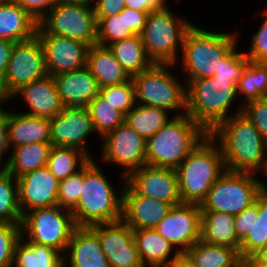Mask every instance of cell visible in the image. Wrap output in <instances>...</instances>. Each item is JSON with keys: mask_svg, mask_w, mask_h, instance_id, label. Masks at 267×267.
<instances>
[{"mask_svg": "<svg viewBox=\"0 0 267 267\" xmlns=\"http://www.w3.org/2000/svg\"><path fill=\"white\" fill-rule=\"evenodd\" d=\"M209 135L221 149L225 170L259 175L264 171L267 144L242 112L219 123Z\"/></svg>", "mask_w": 267, "mask_h": 267, "instance_id": "6da1fadb", "label": "cell"}, {"mask_svg": "<svg viewBox=\"0 0 267 267\" xmlns=\"http://www.w3.org/2000/svg\"><path fill=\"white\" fill-rule=\"evenodd\" d=\"M238 36V32L235 31L214 32L198 27L194 23L185 35L181 58L175 64L183 73L180 75L185 76L182 80L192 81L213 77L218 72L221 61L241 41Z\"/></svg>", "mask_w": 267, "mask_h": 267, "instance_id": "7a4b0ae2", "label": "cell"}, {"mask_svg": "<svg viewBox=\"0 0 267 267\" xmlns=\"http://www.w3.org/2000/svg\"><path fill=\"white\" fill-rule=\"evenodd\" d=\"M95 161L83 167V186L77 205L71 210L76 226L113 223L122 220L123 188L114 184Z\"/></svg>", "mask_w": 267, "mask_h": 267, "instance_id": "3957f363", "label": "cell"}, {"mask_svg": "<svg viewBox=\"0 0 267 267\" xmlns=\"http://www.w3.org/2000/svg\"><path fill=\"white\" fill-rule=\"evenodd\" d=\"M208 135L186 113L173 116L146 140V165L176 169Z\"/></svg>", "mask_w": 267, "mask_h": 267, "instance_id": "277c9868", "label": "cell"}, {"mask_svg": "<svg viewBox=\"0 0 267 267\" xmlns=\"http://www.w3.org/2000/svg\"><path fill=\"white\" fill-rule=\"evenodd\" d=\"M186 83V114L210 133L219 123L242 109L232 112L238 99L237 85L229 80L206 77ZM237 98V99H236Z\"/></svg>", "mask_w": 267, "mask_h": 267, "instance_id": "5b68a950", "label": "cell"}, {"mask_svg": "<svg viewBox=\"0 0 267 267\" xmlns=\"http://www.w3.org/2000/svg\"><path fill=\"white\" fill-rule=\"evenodd\" d=\"M225 171L217 142L208 135L175 169L182 203H201Z\"/></svg>", "mask_w": 267, "mask_h": 267, "instance_id": "8992f818", "label": "cell"}, {"mask_svg": "<svg viewBox=\"0 0 267 267\" xmlns=\"http://www.w3.org/2000/svg\"><path fill=\"white\" fill-rule=\"evenodd\" d=\"M179 15L168 6L148 14L141 38L153 64L173 65L180 58L185 35L194 22Z\"/></svg>", "mask_w": 267, "mask_h": 267, "instance_id": "52a82bcc", "label": "cell"}, {"mask_svg": "<svg viewBox=\"0 0 267 267\" xmlns=\"http://www.w3.org/2000/svg\"><path fill=\"white\" fill-rule=\"evenodd\" d=\"M174 67L175 64H153L132 76L136 104L163 108L170 113L176 110L173 116L185 114L186 83L170 69Z\"/></svg>", "mask_w": 267, "mask_h": 267, "instance_id": "ba28073f", "label": "cell"}, {"mask_svg": "<svg viewBox=\"0 0 267 267\" xmlns=\"http://www.w3.org/2000/svg\"><path fill=\"white\" fill-rule=\"evenodd\" d=\"M76 227L72 212L56 205L28 211L22 218L21 235L64 255Z\"/></svg>", "mask_w": 267, "mask_h": 267, "instance_id": "9c48e42d", "label": "cell"}, {"mask_svg": "<svg viewBox=\"0 0 267 267\" xmlns=\"http://www.w3.org/2000/svg\"><path fill=\"white\" fill-rule=\"evenodd\" d=\"M258 174L225 170L214 182L201 211H218L237 215L255 202L262 190ZM256 177V178H255Z\"/></svg>", "mask_w": 267, "mask_h": 267, "instance_id": "30bf717a", "label": "cell"}, {"mask_svg": "<svg viewBox=\"0 0 267 267\" xmlns=\"http://www.w3.org/2000/svg\"><path fill=\"white\" fill-rule=\"evenodd\" d=\"M38 26L46 34L74 39L89 47L97 44L93 7L58 1L38 22Z\"/></svg>", "mask_w": 267, "mask_h": 267, "instance_id": "8fae6325", "label": "cell"}, {"mask_svg": "<svg viewBox=\"0 0 267 267\" xmlns=\"http://www.w3.org/2000/svg\"><path fill=\"white\" fill-rule=\"evenodd\" d=\"M101 162L115 164L123 171L119 175L120 185H125L126 178L135 170L146 165V140L126 122L102 137Z\"/></svg>", "mask_w": 267, "mask_h": 267, "instance_id": "7c38bea8", "label": "cell"}, {"mask_svg": "<svg viewBox=\"0 0 267 267\" xmlns=\"http://www.w3.org/2000/svg\"><path fill=\"white\" fill-rule=\"evenodd\" d=\"M48 75L45 54L37 35L33 38L15 42L7 65L0 93L11 97L23 85Z\"/></svg>", "mask_w": 267, "mask_h": 267, "instance_id": "4fadbf2b", "label": "cell"}, {"mask_svg": "<svg viewBox=\"0 0 267 267\" xmlns=\"http://www.w3.org/2000/svg\"><path fill=\"white\" fill-rule=\"evenodd\" d=\"M201 206L181 203L172 206L169 213L154 228L179 253H186L201 239Z\"/></svg>", "mask_w": 267, "mask_h": 267, "instance_id": "5bb4252c", "label": "cell"}, {"mask_svg": "<svg viewBox=\"0 0 267 267\" xmlns=\"http://www.w3.org/2000/svg\"><path fill=\"white\" fill-rule=\"evenodd\" d=\"M97 135L89 111L85 109L64 108L50 119V141L52 146L76 148L90 159H95L88 151L87 141ZM87 140V141H86Z\"/></svg>", "mask_w": 267, "mask_h": 267, "instance_id": "9a60e30c", "label": "cell"}, {"mask_svg": "<svg viewBox=\"0 0 267 267\" xmlns=\"http://www.w3.org/2000/svg\"><path fill=\"white\" fill-rule=\"evenodd\" d=\"M90 227L98 234L110 267H144L136 249L133 229L123 220Z\"/></svg>", "mask_w": 267, "mask_h": 267, "instance_id": "2e32d148", "label": "cell"}, {"mask_svg": "<svg viewBox=\"0 0 267 267\" xmlns=\"http://www.w3.org/2000/svg\"><path fill=\"white\" fill-rule=\"evenodd\" d=\"M36 35L42 43L47 73L51 76L76 71L86 66L89 46L83 42L46 34L39 26Z\"/></svg>", "mask_w": 267, "mask_h": 267, "instance_id": "e0dca14e", "label": "cell"}, {"mask_svg": "<svg viewBox=\"0 0 267 267\" xmlns=\"http://www.w3.org/2000/svg\"><path fill=\"white\" fill-rule=\"evenodd\" d=\"M126 182L142 196L151 197L173 206L181 204L175 169L142 166L133 171Z\"/></svg>", "mask_w": 267, "mask_h": 267, "instance_id": "ac0fdd59", "label": "cell"}, {"mask_svg": "<svg viewBox=\"0 0 267 267\" xmlns=\"http://www.w3.org/2000/svg\"><path fill=\"white\" fill-rule=\"evenodd\" d=\"M18 204L22 215L37 208L57 205L59 180L47 166L17 178Z\"/></svg>", "mask_w": 267, "mask_h": 267, "instance_id": "d6986e66", "label": "cell"}, {"mask_svg": "<svg viewBox=\"0 0 267 267\" xmlns=\"http://www.w3.org/2000/svg\"><path fill=\"white\" fill-rule=\"evenodd\" d=\"M173 205L139 195L127 182L123 188L122 220L132 229H154Z\"/></svg>", "mask_w": 267, "mask_h": 267, "instance_id": "ffe728a7", "label": "cell"}, {"mask_svg": "<svg viewBox=\"0 0 267 267\" xmlns=\"http://www.w3.org/2000/svg\"><path fill=\"white\" fill-rule=\"evenodd\" d=\"M20 96L23 103L25 102V108L27 107L25 111L20 112L27 115L51 119L64 109L55 80L50 74L23 85L10 98H20Z\"/></svg>", "mask_w": 267, "mask_h": 267, "instance_id": "44dd1931", "label": "cell"}, {"mask_svg": "<svg viewBox=\"0 0 267 267\" xmlns=\"http://www.w3.org/2000/svg\"><path fill=\"white\" fill-rule=\"evenodd\" d=\"M53 78L66 109H85L89 102L99 95L98 82L86 66L55 75Z\"/></svg>", "mask_w": 267, "mask_h": 267, "instance_id": "7402d4cb", "label": "cell"}, {"mask_svg": "<svg viewBox=\"0 0 267 267\" xmlns=\"http://www.w3.org/2000/svg\"><path fill=\"white\" fill-rule=\"evenodd\" d=\"M64 267H110L98 234L90 226H77L63 255Z\"/></svg>", "mask_w": 267, "mask_h": 267, "instance_id": "603a6c76", "label": "cell"}, {"mask_svg": "<svg viewBox=\"0 0 267 267\" xmlns=\"http://www.w3.org/2000/svg\"><path fill=\"white\" fill-rule=\"evenodd\" d=\"M5 128L8 151L23 144L51 143L50 119L48 118L12 110L7 115Z\"/></svg>", "mask_w": 267, "mask_h": 267, "instance_id": "cb8c5ba5", "label": "cell"}, {"mask_svg": "<svg viewBox=\"0 0 267 267\" xmlns=\"http://www.w3.org/2000/svg\"><path fill=\"white\" fill-rule=\"evenodd\" d=\"M133 237L144 267H169L180 254L155 229H133Z\"/></svg>", "mask_w": 267, "mask_h": 267, "instance_id": "d4e9b609", "label": "cell"}, {"mask_svg": "<svg viewBox=\"0 0 267 267\" xmlns=\"http://www.w3.org/2000/svg\"><path fill=\"white\" fill-rule=\"evenodd\" d=\"M86 67L96 78L100 88L123 84L131 79L111 50L98 44L88 48Z\"/></svg>", "mask_w": 267, "mask_h": 267, "instance_id": "484cf974", "label": "cell"}, {"mask_svg": "<svg viewBox=\"0 0 267 267\" xmlns=\"http://www.w3.org/2000/svg\"><path fill=\"white\" fill-rule=\"evenodd\" d=\"M38 22L16 3L0 4V39L22 42L36 35Z\"/></svg>", "mask_w": 267, "mask_h": 267, "instance_id": "4316f807", "label": "cell"}, {"mask_svg": "<svg viewBox=\"0 0 267 267\" xmlns=\"http://www.w3.org/2000/svg\"><path fill=\"white\" fill-rule=\"evenodd\" d=\"M201 240L212 245L237 249L240 245L234 227V215L218 211H201Z\"/></svg>", "mask_w": 267, "mask_h": 267, "instance_id": "83f0119b", "label": "cell"}, {"mask_svg": "<svg viewBox=\"0 0 267 267\" xmlns=\"http://www.w3.org/2000/svg\"><path fill=\"white\" fill-rule=\"evenodd\" d=\"M51 147V143H30L11 148L7 156L8 173L18 178L47 166Z\"/></svg>", "mask_w": 267, "mask_h": 267, "instance_id": "f1b7e54d", "label": "cell"}, {"mask_svg": "<svg viewBox=\"0 0 267 267\" xmlns=\"http://www.w3.org/2000/svg\"><path fill=\"white\" fill-rule=\"evenodd\" d=\"M13 267H64L63 254L53 247L28 242L21 235L14 249Z\"/></svg>", "mask_w": 267, "mask_h": 267, "instance_id": "f546056e", "label": "cell"}, {"mask_svg": "<svg viewBox=\"0 0 267 267\" xmlns=\"http://www.w3.org/2000/svg\"><path fill=\"white\" fill-rule=\"evenodd\" d=\"M108 48L130 77L153 65L147 56L141 35H134L117 41L109 45Z\"/></svg>", "mask_w": 267, "mask_h": 267, "instance_id": "4dcf8cb0", "label": "cell"}, {"mask_svg": "<svg viewBox=\"0 0 267 267\" xmlns=\"http://www.w3.org/2000/svg\"><path fill=\"white\" fill-rule=\"evenodd\" d=\"M186 254L196 267H236L243 261L237 249L212 245L201 239Z\"/></svg>", "mask_w": 267, "mask_h": 267, "instance_id": "1f68e13d", "label": "cell"}, {"mask_svg": "<svg viewBox=\"0 0 267 267\" xmlns=\"http://www.w3.org/2000/svg\"><path fill=\"white\" fill-rule=\"evenodd\" d=\"M237 95L241 99L236 105L238 109H242V106L249 101L267 97V63L249 60L239 79Z\"/></svg>", "mask_w": 267, "mask_h": 267, "instance_id": "d6a6232c", "label": "cell"}, {"mask_svg": "<svg viewBox=\"0 0 267 267\" xmlns=\"http://www.w3.org/2000/svg\"><path fill=\"white\" fill-rule=\"evenodd\" d=\"M171 116L173 115L163 108L136 104L125 115L124 122L147 140L162 128Z\"/></svg>", "mask_w": 267, "mask_h": 267, "instance_id": "836d02e7", "label": "cell"}, {"mask_svg": "<svg viewBox=\"0 0 267 267\" xmlns=\"http://www.w3.org/2000/svg\"><path fill=\"white\" fill-rule=\"evenodd\" d=\"M267 245V190L262 189L255 199V225L240 245L245 260Z\"/></svg>", "mask_w": 267, "mask_h": 267, "instance_id": "e575fe53", "label": "cell"}, {"mask_svg": "<svg viewBox=\"0 0 267 267\" xmlns=\"http://www.w3.org/2000/svg\"><path fill=\"white\" fill-rule=\"evenodd\" d=\"M89 161L90 158L79 149L52 146L47 167L59 181H62L77 173Z\"/></svg>", "mask_w": 267, "mask_h": 267, "instance_id": "d590c367", "label": "cell"}, {"mask_svg": "<svg viewBox=\"0 0 267 267\" xmlns=\"http://www.w3.org/2000/svg\"><path fill=\"white\" fill-rule=\"evenodd\" d=\"M97 135L102 137L124 122L125 116L100 95L91 100L87 106Z\"/></svg>", "mask_w": 267, "mask_h": 267, "instance_id": "8d00e7d4", "label": "cell"}, {"mask_svg": "<svg viewBox=\"0 0 267 267\" xmlns=\"http://www.w3.org/2000/svg\"><path fill=\"white\" fill-rule=\"evenodd\" d=\"M18 204V182L12 174L0 177V223H22Z\"/></svg>", "mask_w": 267, "mask_h": 267, "instance_id": "74e56055", "label": "cell"}, {"mask_svg": "<svg viewBox=\"0 0 267 267\" xmlns=\"http://www.w3.org/2000/svg\"><path fill=\"white\" fill-rule=\"evenodd\" d=\"M127 28L126 13H117L97 22V44L108 47L112 43L134 36Z\"/></svg>", "mask_w": 267, "mask_h": 267, "instance_id": "f35d334b", "label": "cell"}, {"mask_svg": "<svg viewBox=\"0 0 267 267\" xmlns=\"http://www.w3.org/2000/svg\"><path fill=\"white\" fill-rule=\"evenodd\" d=\"M99 95L124 116L136 105L133 81L100 88Z\"/></svg>", "mask_w": 267, "mask_h": 267, "instance_id": "ab89813d", "label": "cell"}, {"mask_svg": "<svg viewBox=\"0 0 267 267\" xmlns=\"http://www.w3.org/2000/svg\"><path fill=\"white\" fill-rule=\"evenodd\" d=\"M238 47L239 45L221 61L218 72L213 76L214 79L229 80V83L238 85L239 79L249 63L246 54L243 51L240 52Z\"/></svg>", "mask_w": 267, "mask_h": 267, "instance_id": "60d3db41", "label": "cell"}, {"mask_svg": "<svg viewBox=\"0 0 267 267\" xmlns=\"http://www.w3.org/2000/svg\"><path fill=\"white\" fill-rule=\"evenodd\" d=\"M21 238V223H0V267H13L14 249Z\"/></svg>", "mask_w": 267, "mask_h": 267, "instance_id": "b9f144b4", "label": "cell"}, {"mask_svg": "<svg viewBox=\"0 0 267 267\" xmlns=\"http://www.w3.org/2000/svg\"><path fill=\"white\" fill-rule=\"evenodd\" d=\"M83 186V168L77 173L59 181L57 205L61 208L72 210L79 200Z\"/></svg>", "mask_w": 267, "mask_h": 267, "instance_id": "7bdbcfd3", "label": "cell"}, {"mask_svg": "<svg viewBox=\"0 0 267 267\" xmlns=\"http://www.w3.org/2000/svg\"><path fill=\"white\" fill-rule=\"evenodd\" d=\"M242 113L255 125L267 144V97L245 103Z\"/></svg>", "mask_w": 267, "mask_h": 267, "instance_id": "ee69618b", "label": "cell"}, {"mask_svg": "<svg viewBox=\"0 0 267 267\" xmlns=\"http://www.w3.org/2000/svg\"><path fill=\"white\" fill-rule=\"evenodd\" d=\"M264 20L258 31L251 36L249 50L244 53L249 60L259 63H267V10H264Z\"/></svg>", "mask_w": 267, "mask_h": 267, "instance_id": "f6af8a7d", "label": "cell"}, {"mask_svg": "<svg viewBox=\"0 0 267 267\" xmlns=\"http://www.w3.org/2000/svg\"><path fill=\"white\" fill-rule=\"evenodd\" d=\"M255 225V202L234 216L236 237L242 243Z\"/></svg>", "mask_w": 267, "mask_h": 267, "instance_id": "bcb514c9", "label": "cell"}, {"mask_svg": "<svg viewBox=\"0 0 267 267\" xmlns=\"http://www.w3.org/2000/svg\"><path fill=\"white\" fill-rule=\"evenodd\" d=\"M27 11L37 22L58 2V0H12Z\"/></svg>", "mask_w": 267, "mask_h": 267, "instance_id": "7dc6e473", "label": "cell"}, {"mask_svg": "<svg viewBox=\"0 0 267 267\" xmlns=\"http://www.w3.org/2000/svg\"><path fill=\"white\" fill-rule=\"evenodd\" d=\"M125 5L126 0H96L93 7L96 22L121 12Z\"/></svg>", "mask_w": 267, "mask_h": 267, "instance_id": "c3c4849f", "label": "cell"}, {"mask_svg": "<svg viewBox=\"0 0 267 267\" xmlns=\"http://www.w3.org/2000/svg\"><path fill=\"white\" fill-rule=\"evenodd\" d=\"M121 13H126L127 28L135 35H141L149 13L127 7L123 8Z\"/></svg>", "mask_w": 267, "mask_h": 267, "instance_id": "681fc988", "label": "cell"}, {"mask_svg": "<svg viewBox=\"0 0 267 267\" xmlns=\"http://www.w3.org/2000/svg\"><path fill=\"white\" fill-rule=\"evenodd\" d=\"M167 2L168 0H126L125 7L150 13L169 6Z\"/></svg>", "mask_w": 267, "mask_h": 267, "instance_id": "f907efd6", "label": "cell"}, {"mask_svg": "<svg viewBox=\"0 0 267 267\" xmlns=\"http://www.w3.org/2000/svg\"><path fill=\"white\" fill-rule=\"evenodd\" d=\"M15 42L0 39V87L3 85L7 65Z\"/></svg>", "mask_w": 267, "mask_h": 267, "instance_id": "816d5d0a", "label": "cell"}, {"mask_svg": "<svg viewBox=\"0 0 267 267\" xmlns=\"http://www.w3.org/2000/svg\"><path fill=\"white\" fill-rule=\"evenodd\" d=\"M8 101V103H7ZM9 101H12L11 98L9 96H5L3 94L0 93V135H6V119H7V115L9 113L10 109H6L4 106H6L9 104ZM5 103V104H4Z\"/></svg>", "mask_w": 267, "mask_h": 267, "instance_id": "f5cc1de1", "label": "cell"}, {"mask_svg": "<svg viewBox=\"0 0 267 267\" xmlns=\"http://www.w3.org/2000/svg\"><path fill=\"white\" fill-rule=\"evenodd\" d=\"M169 267H196L186 253H180Z\"/></svg>", "mask_w": 267, "mask_h": 267, "instance_id": "db71d44e", "label": "cell"}, {"mask_svg": "<svg viewBox=\"0 0 267 267\" xmlns=\"http://www.w3.org/2000/svg\"><path fill=\"white\" fill-rule=\"evenodd\" d=\"M246 262H263L267 263V245L257 251L253 256L245 259Z\"/></svg>", "mask_w": 267, "mask_h": 267, "instance_id": "11a10c76", "label": "cell"}, {"mask_svg": "<svg viewBox=\"0 0 267 267\" xmlns=\"http://www.w3.org/2000/svg\"><path fill=\"white\" fill-rule=\"evenodd\" d=\"M8 151H0V177L8 172Z\"/></svg>", "mask_w": 267, "mask_h": 267, "instance_id": "9f6ffc18", "label": "cell"}, {"mask_svg": "<svg viewBox=\"0 0 267 267\" xmlns=\"http://www.w3.org/2000/svg\"><path fill=\"white\" fill-rule=\"evenodd\" d=\"M59 2L71 3V4H78V5H85L88 7H94L96 0H58Z\"/></svg>", "mask_w": 267, "mask_h": 267, "instance_id": "6f0895ef", "label": "cell"}, {"mask_svg": "<svg viewBox=\"0 0 267 267\" xmlns=\"http://www.w3.org/2000/svg\"><path fill=\"white\" fill-rule=\"evenodd\" d=\"M0 151H8L6 145V135H0Z\"/></svg>", "mask_w": 267, "mask_h": 267, "instance_id": "680465c9", "label": "cell"}, {"mask_svg": "<svg viewBox=\"0 0 267 267\" xmlns=\"http://www.w3.org/2000/svg\"><path fill=\"white\" fill-rule=\"evenodd\" d=\"M260 174H261V176L263 174L264 177H267V158H266V165H265L264 171L262 173H260ZM261 187H262V189L267 190V183H265L264 180H261Z\"/></svg>", "mask_w": 267, "mask_h": 267, "instance_id": "91938a15", "label": "cell"}, {"mask_svg": "<svg viewBox=\"0 0 267 267\" xmlns=\"http://www.w3.org/2000/svg\"><path fill=\"white\" fill-rule=\"evenodd\" d=\"M250 267H267V263L263 262H247Z\"/></svg>", "mask_w": 267, "mask_h": 267, "instance_id": "94428289", "label": "cell"}, {"mask_svg": "<svg viewBox=\"0 0 267 267\" xmlns=\"http://www.w3.org/2000/svg\"><path fill=\"white\" fill-rule=\"evenodd\" d=\"M236 267H250L245 260L239 263Z\"/></svg>", "mask_w": 267, "mask_h": 267, "instance_id": "6125c7cd", "label": "cell"}, {"mask_svg": "<svg viewBox=\"0 0 267 267\" xmlns=\"http://www.w3.org/2000/svg\"><path fill=\"white\" fill-rule=\"evenodd\" d=\"M12 2V0H0V4L1 3H11Z\"/></svg>", "mask_w": 267, "mask_h": 267, "instance_id": "be15d7a7", "label": "cell"}]
</instances>
